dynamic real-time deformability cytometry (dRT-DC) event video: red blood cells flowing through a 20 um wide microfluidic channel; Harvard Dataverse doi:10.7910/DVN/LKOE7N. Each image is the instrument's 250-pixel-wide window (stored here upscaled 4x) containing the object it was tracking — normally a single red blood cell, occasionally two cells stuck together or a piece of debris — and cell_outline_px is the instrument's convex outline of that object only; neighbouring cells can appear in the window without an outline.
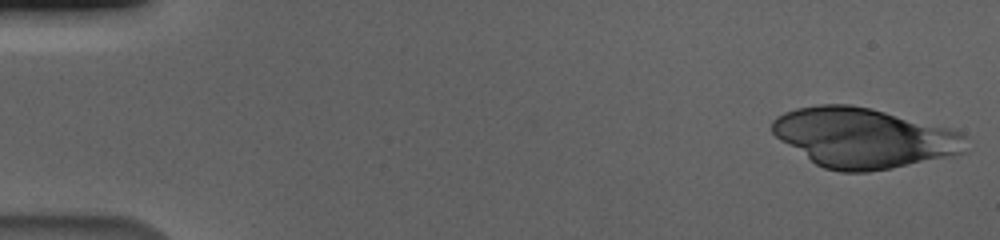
{"species": "human", "species_latin": "Homo sapiens", "temperature_condition": "cold", "stored_images_in_passage": 56, "camera_frame_rate_fps": 3000, "um_per_image_px": 0.085, "donor": {"sex": "male"}, "frame": {"image": 1, "passage_image": 1, "time_ms": 0.0, "image_size_px": [1000, 240], "cell_outline_px": [[968, 152], [952, 156], [892, 168], [868, 172], [840, 172], [824, 168], [816, 164], [780, 140], [772, 132], [772, 120], [776, 116], [784, 112], [796, 108], [820, 104], [852, 104], [948, 128], [960, 132], [964, 136]], "centroid_in_image_um": [73.4, 11.72], "position_along_channel_um": 11.6, "area_um2": 67.22}}